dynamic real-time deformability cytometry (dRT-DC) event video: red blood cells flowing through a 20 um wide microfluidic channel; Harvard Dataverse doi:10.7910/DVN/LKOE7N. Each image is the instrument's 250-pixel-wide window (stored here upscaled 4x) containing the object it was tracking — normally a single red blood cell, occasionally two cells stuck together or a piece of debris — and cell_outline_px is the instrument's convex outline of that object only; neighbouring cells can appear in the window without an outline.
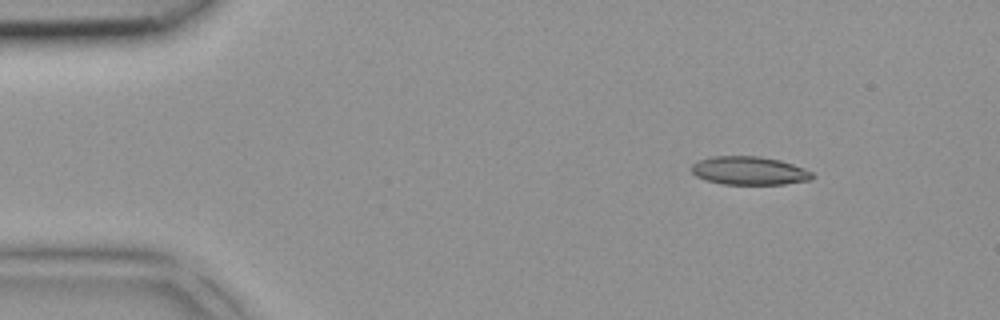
{"species": "common noctule bat (a hibernating species)", "species_latin": "Nyctalus noctula", "temperature_condition": "room temperature", "stored_images_in_passage": 3, "camera_frame_rate_fps": 3000, "um_per_image_px": 0.085, "animal": {"sex": "female", "body_mass_g": 18.4}, "frame": {"image": 1, "passage_image": 2, "time_ms": 0.333, "image_size_px": [1000, 320], "cell_outline_px": [[816, 176], [812, 180], [784, 184], [724, 184], [704, 180], [696, 176], [688, 168], [692, 164], [700, 160], [712, 156], [760, 156], [780, 160], [804, 168], [812, 172]], "centroid_in_image_um": [63.69, 14.51], "position_along_channel_um": 21.3, "area_um2": 20.17}}
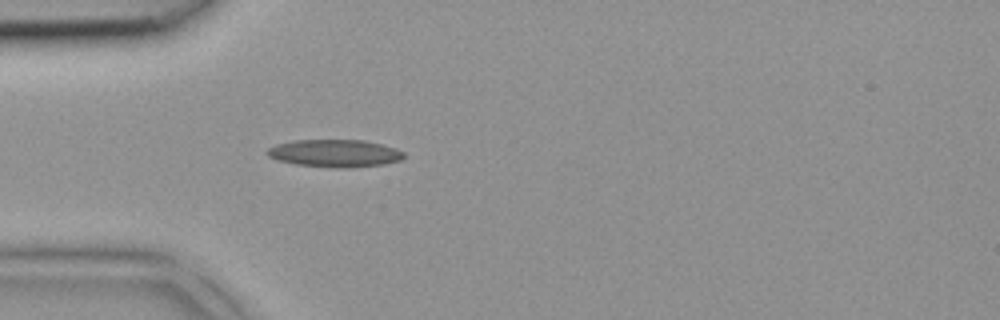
{"frame": {"image": 2, "passage_image": 3, "time_ms": 0.667, "image_size_px": [1000, 320], "cell_outline_px": [[404, 156], [400, 160], [384, 164], [348, 168], [296, 164], [276, 160], [268, 156], [264, 152], [268, 148], [276, 144], [296, 140], [364, 140], [396, 148], [404, 152]], "centroid_in_image_um": [28.44, 13.02], "position_along_channel_um": 56.6, "area_um2": 21.79}}